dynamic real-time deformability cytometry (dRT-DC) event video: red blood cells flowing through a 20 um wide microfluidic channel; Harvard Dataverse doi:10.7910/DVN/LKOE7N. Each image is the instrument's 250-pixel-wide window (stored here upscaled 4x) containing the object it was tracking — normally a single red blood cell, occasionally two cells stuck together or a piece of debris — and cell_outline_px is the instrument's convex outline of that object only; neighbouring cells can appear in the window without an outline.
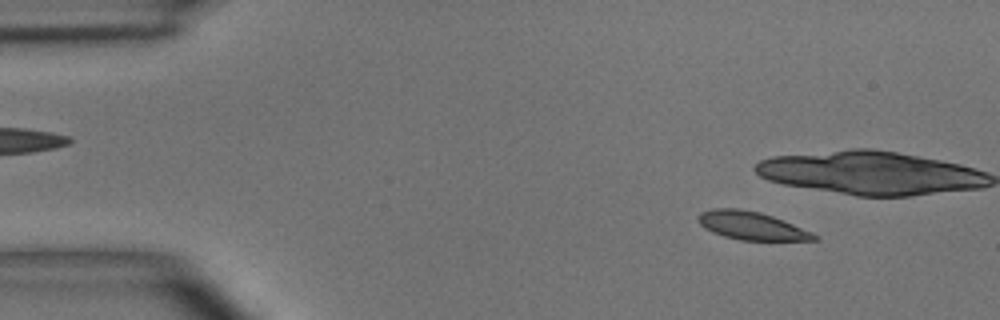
{"species": "common noctule bat (a hibernating species)", "species_latin": "Nyctalus noctula", "temperature_condition": "room temperature", "stored_images_in_passage": 5, "camera_frame_rate_fps": 3000, "um_per_image_px": 0.085, "animal": {"sex": "male", "body_mass_g": 15.6}, "frame": {"image": 1, "passage_image": 1, "time_ms": 0.0, "image_size_px": [1000, 320], "cell_outline_px": [[820, 240], [740, 240], [724, 236], [712, 232], [704, 228], [700, 224], [700, 212], [712, 208], [740, 208], [760, 212], [784, 220], [812, 232], [820, 236]], "centroid_in_image_um": [63.92, 19.18], "position_along_channel_um": 21.1, "area_um2": 19.02}}